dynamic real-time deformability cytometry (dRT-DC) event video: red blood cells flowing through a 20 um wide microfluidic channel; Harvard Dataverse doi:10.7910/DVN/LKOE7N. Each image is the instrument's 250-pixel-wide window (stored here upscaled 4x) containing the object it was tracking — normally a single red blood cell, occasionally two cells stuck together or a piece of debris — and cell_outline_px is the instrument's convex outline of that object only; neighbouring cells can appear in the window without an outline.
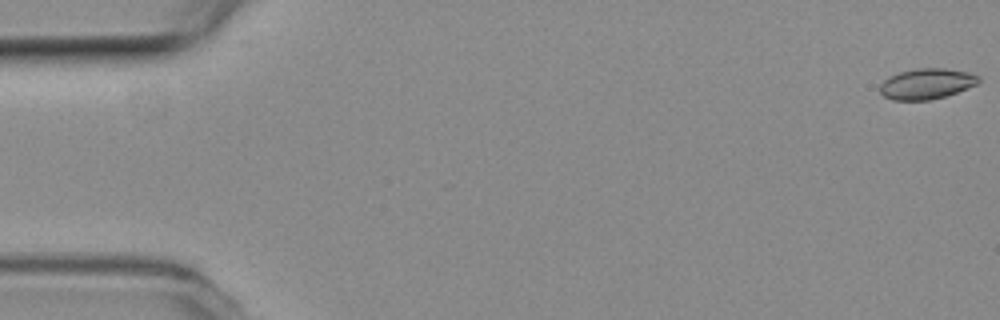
{"species": "common noctule bat (a hibernating species)", "species_latin": "Nyctalus noctula", "temperature_condition": "room temperature", "stored_images_in_passage": 55, "camera_frame_rate_fps": 3000, "um_per_image_px": 0.085, "animal": {"sex": "female", "body_mass_g": 19.3, "forearm_length_mm": 54.1}, "frame": {"image": 1, "passage_image": 1, "time_ms": 0.0, "image_size_px": [1000, 320], "cell_outline_px": [[980, 80], [976, 84], [956, 92], [944, 96], [928, 100], [892, 100], [884, 96], [880, 92], [880, 84], [884, 80], [900, 72], [920, 68], [944, 68], [968, 72], [980, 76]], "centroid_in_image_um": [78.76, 7.12], "position_along_channel_um": 6.2, "area_um2": 17.34}}
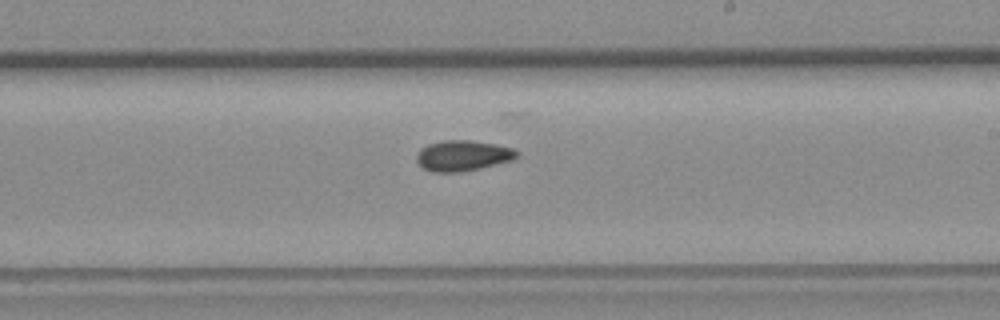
{"frame": {"image": 2, "passage_image": 32, "time_ms": 10.333, "image_size_px": [1000, 320], "cell_outline_px": [[520, 152], [512, 160], [480, 168], [460, 172], [432, 172], [424, 168], [416, 160], [416, 156], [420, 148], [428, 144], [444, 140], [468, 140], [496, 144], [512, 148]], "centroid_in_image_um": [39.32, 13.22], "position_along_channel_um": 249.7, "area_um2": 17.8}}
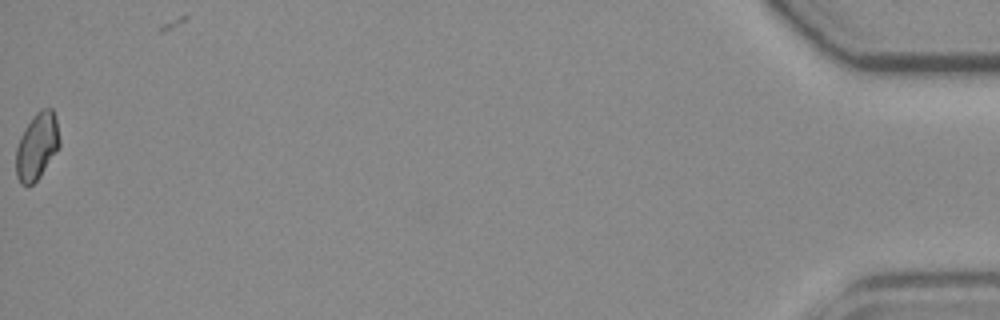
{"frame": {"image": 3, "passage_image": 55, "time_ms": 18.0, "image_size_px": [1000, 320], "cell_outline_px": [[60, 144], [40, 176], [32, 184], [20, 184], [16, 176], [16, 148], [20, 136], [24, 128], [36, 112], [40, 108], [52, 108], [56, 116], [60, 140]], "centroid_in_image_um": [3.13, 12.39], "position_along_channel_um": 432.1, "area_um2": 16.88}, "authors_computed_cell_mechanics": {"area_um2": 17.34, "velocity_mm_per_s": 3.7897, "shape_relaxation_time_tau1_ms": null, "shape_relaxation_time_tau2_ms": 3.3991, "deformation_change_tau1": null, "deformation_change_tau2": 0.0495}}